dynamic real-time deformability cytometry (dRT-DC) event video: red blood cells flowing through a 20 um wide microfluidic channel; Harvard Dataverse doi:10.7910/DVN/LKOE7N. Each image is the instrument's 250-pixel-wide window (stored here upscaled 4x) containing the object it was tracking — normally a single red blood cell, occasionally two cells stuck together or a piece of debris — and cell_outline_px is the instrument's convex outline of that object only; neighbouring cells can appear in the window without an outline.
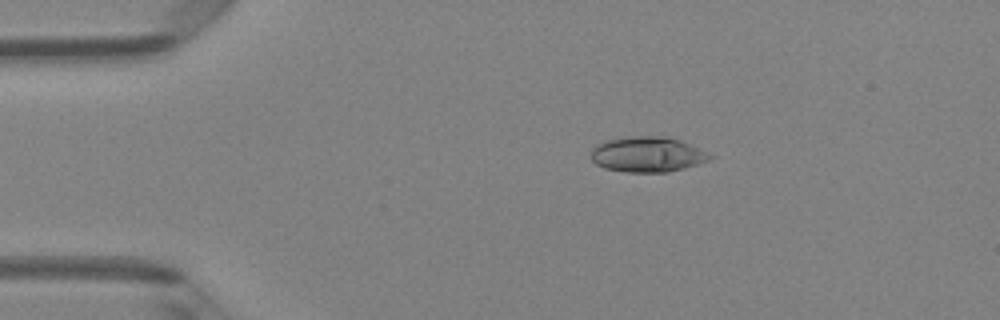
{"species": "Egyptian fruit bat (a non-hibernating species)", "species_latin": "Rousettus aegyptiacus", "temperature_condition": "room temperature", "stored_images_in_passage": 4, "camera_frame_rate_fps": 3000, "um_per_image_px": 0.085, "animal": {"sex": "female"}, "frame": {"image": 1, "passage_image": 2, "time_ms": 1.0, "image_size_px": [1000, 320], "cell_outline_px": [[716, 156], [708, 160], [684, 168], [668, 172], [624, 172], [604, 168], [596, 164], [592, 160], [592, 148], [608, 140], [624, 136], [664, 136], [680, 140]], "centroid_in_image_um": [55.04, 13.12], "position_along_channel_um": 30.0, "area_um2": 24.39}}
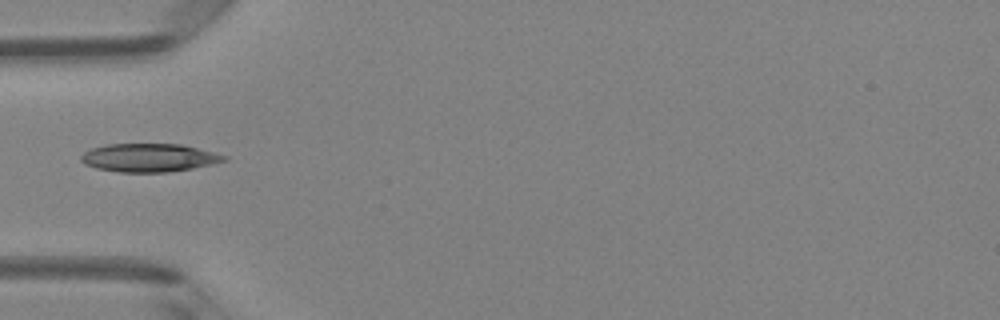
{"frame": {"image": 2, "passage_image": 4, "time_ms": 3.333, "image_size_px": [1000, 320], "cell_outline_px": [[228, 160], [212, 164], [192, 168], [168, 172], [120, 172], [96, 168], [84, 164], [80, 160], [80, 156], [84, 152], [92, 148], [108, 144], [180, 144], [228, 156]], "centroid_in_image_um": [12.65, 13.41], "position_along_channel_um": 72.4, "area_um2": 23.47}}